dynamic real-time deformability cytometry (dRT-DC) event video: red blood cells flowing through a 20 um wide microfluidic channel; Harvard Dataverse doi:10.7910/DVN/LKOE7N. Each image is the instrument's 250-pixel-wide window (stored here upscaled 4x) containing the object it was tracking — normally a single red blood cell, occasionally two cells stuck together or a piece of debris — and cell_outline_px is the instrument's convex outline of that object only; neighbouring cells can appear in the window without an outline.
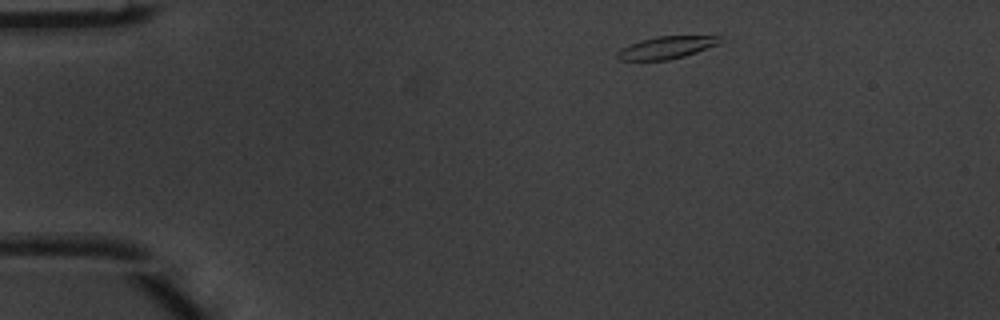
{"species": "common noctule bat (a hibernating species)", "species_latin": "Nyctalus noctula", "temperature_condition": "warm", "stored_images_in_passage": 4, "camera_frame_rate_fps": 3000, "um_per_image_px": 0.085, "animal": {"sex": "male", "body_mass_g": 20.1, "forearm_length_mm": 53.5}, "frame": {"image": 1, "passage_image": 1, "time_ms": 0.0, "image_size_px": [1000, 320], "cell_outline_px": [[728, 40], [720, 44], [684, 56], [668, 60], [616, 60], [616, 52], [628, 44], [640, 40], [656, 36], [720, 36]], "centroid_in_image_um": [56.68, 4.03], "position_along_channel_um": 28.3, "area_um2": 13.64}}
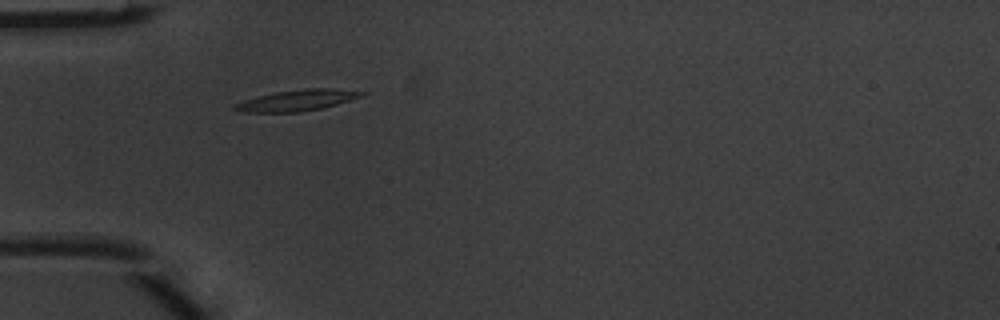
{"frame": {"image": 2, "passage_image": 3, "time_ms": 0.667, "image_size_px": [1000, 320], "cell_outline_px": [[368, 92], [360, 96], [324, 108], [300, 112], [244, 112], [232, 108], [232, 104], [244, 100], [276, 92], [308, 88], [332, 88]], "centroid_in_image_um": [25.23, 8.53], "position_along_channel_um": 59.8, "area_um2": 15.37}}
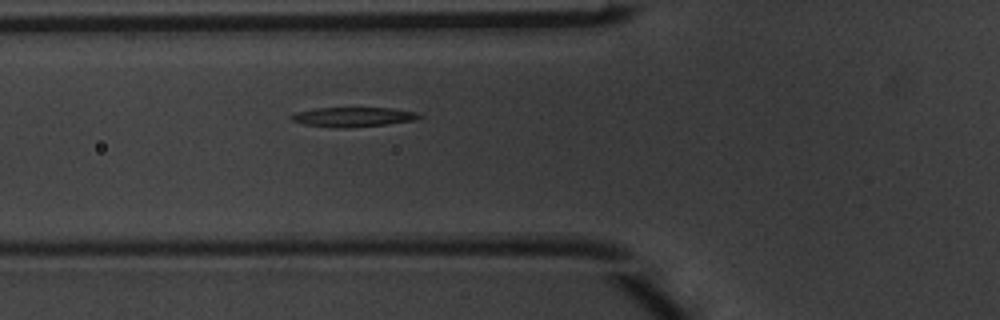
{"frame": {"image": 3, "passage_image": 4, "time_ms": 1.0, "image_size_px": [1000, 320], "cell_outline_px": [[424, 116], [416, 120], [388, 124], [348, 128], [332, 128], [304, 124], [292, 120], [288, 116], [296, 112], [316, 108], [392, 108], [416, 112]], "centroid_in_image_um": [30.02, 9.95], "position_along_channel_um": 95.8, "area_um2": 14.74}}